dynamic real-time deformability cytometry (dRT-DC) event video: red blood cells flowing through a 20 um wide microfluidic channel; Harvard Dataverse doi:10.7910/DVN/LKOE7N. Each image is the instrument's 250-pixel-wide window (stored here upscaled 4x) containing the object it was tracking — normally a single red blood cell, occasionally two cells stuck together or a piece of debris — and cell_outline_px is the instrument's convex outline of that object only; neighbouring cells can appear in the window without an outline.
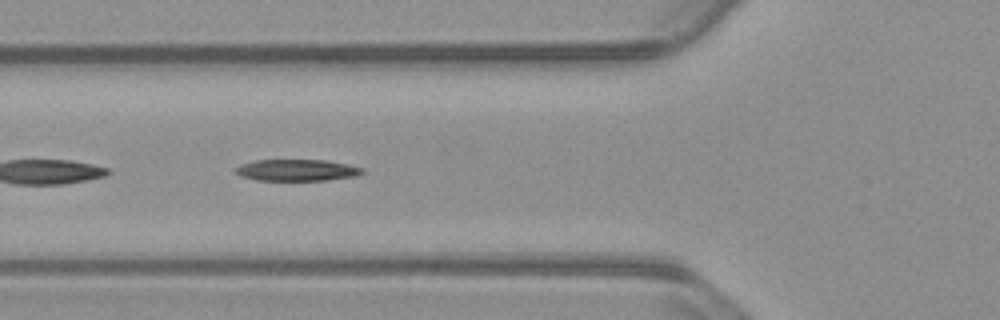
{"species": "common noctule bat (a hibernating species)", "species_latin": "Nyctalus noctula", "temperature_condition": "warm", "stored_images_in_passage": 40, "camera_frame_rate_fps": 3000, "um_per_image_px": 0.085, "animal": {"sex": "male", "body_mass_g": 23.1, "forearm_length_mm": 52.7}, "frame": {"image": 1, "passage_image": 9, "time_ms": 2.667, "image_size_px": [1000, 320], "cell_outline_px": [[364, 172], [356, 176], [328, 180], [256, 180], [240, 176], [232, 172], [240, 164], [256, 160], [324, 160], [348, 164], [364, 168]], "centroid_in_image_um": [25.21, 14.46], "position_along_channel_um": 100.6, "area_um2": 16.01}}
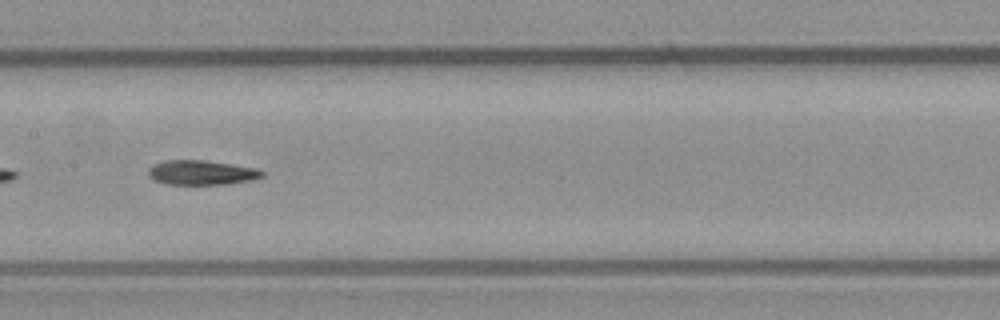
{"frame": {"image": 2, "passage_image": 16, "time_ms": 5.0, "image_size_px": [1000, 320], "cell_outline_px": [[264, 176], [252, 180], [228, 184], [168, 184], [156, 180], [148, 176], [148, 168], [152, 164], [164, 160], [204, 160], [232, 164], [256, 168], [264, 172]], "centroid_in_image_um": [17.12, 14.66], "position_along_channel_um": 190.3, "area_um2": 16.36}}
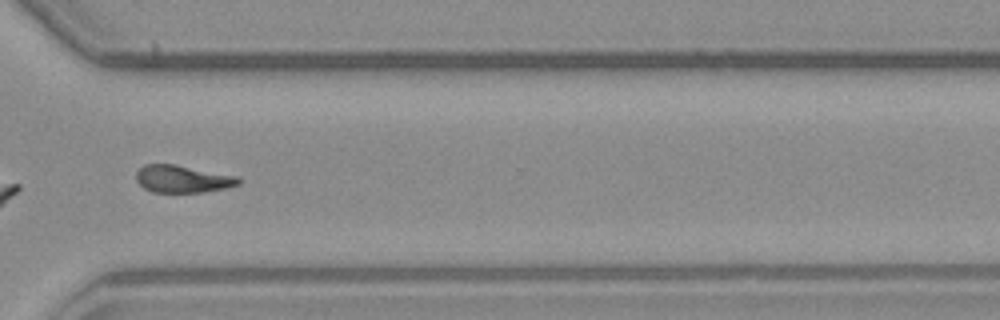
{"frame": {"image": 3, "passage_image": 29, "time_ms": 9.333, "image_size_px": [1000, 320], "cell_outline_px": [[240, 184], [224, 188], [204, 192], [152, 192], [144, 188], [136, 180], [136, 172], [144, 164], [176, 164], [240, 176]], "centroid_in_image_um": [15.54, 15.2], "position_along_channel_um": 355.1, "area_um2": 16.47}, "authors_computed_cell_mechanics": {"area_um2": 16.5308, "velocity_mm_per_s": 3.812, "shape_relaxation_time_tau1_ms": 5.1012, "shape_relaxation_time_tau2_ms": 3.9639, "deformation_change_tau1": 0.2066, "deformation_change_tau2": 0.14}}